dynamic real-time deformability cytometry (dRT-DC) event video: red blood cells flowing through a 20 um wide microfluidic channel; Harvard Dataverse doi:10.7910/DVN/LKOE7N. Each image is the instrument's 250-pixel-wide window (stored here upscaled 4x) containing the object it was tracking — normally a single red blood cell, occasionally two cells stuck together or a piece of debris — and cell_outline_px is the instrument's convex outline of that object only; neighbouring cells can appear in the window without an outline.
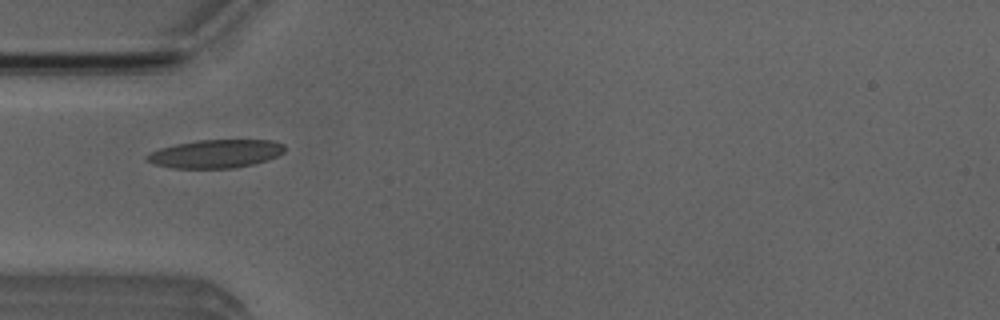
{"species": "Egyptian fruit bat (a non-hibernating species)", "species_latin": "Rousettus aegyptiacus", "temperature_condition": "room temperature", "stored_images_in_passage": 31, "camera_frame_rate_fps": 3000, "um_per_image_px": 0.085, "animal": {"sex": "male"}, "frame": {"image": 1, "passage_image": 6, "time_ms": 1.667, "image_size_px": [1000, 320], "cell_outline_px": [[284, 152], [268, 160], [252, 164], [232, 168], [172, 168], [156, 164], [144, 160], [144, 156], [160, 148], [176, 144], [196, 140], [272, 140], [284, 144]], "centroid_in_image_um": [18.32, 13.07], "position_along_channel_um": 66.7, "area_um2": 22.66}}
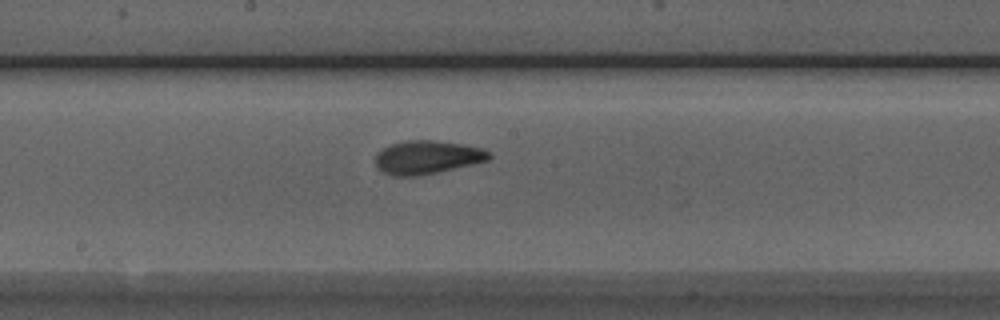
{"frame": {"image": 2, "passage_image": 17, "time_ms": 5.333, "image_size_px": [1000, 320], "cell_outline_px": [[492, 156], [488, 160], [472, 164], [436, 172], [416, 176], [392, 176], [384, 172], [376, 164], [376, 152], [392, 144], [408, 140], [432, 140], [464, 144], [480, 148], [488, 152]], "centroid_in_image_um": [36.3, 13.36], "position_along_channel_um": 211.9, "area_um2": 21.79}}
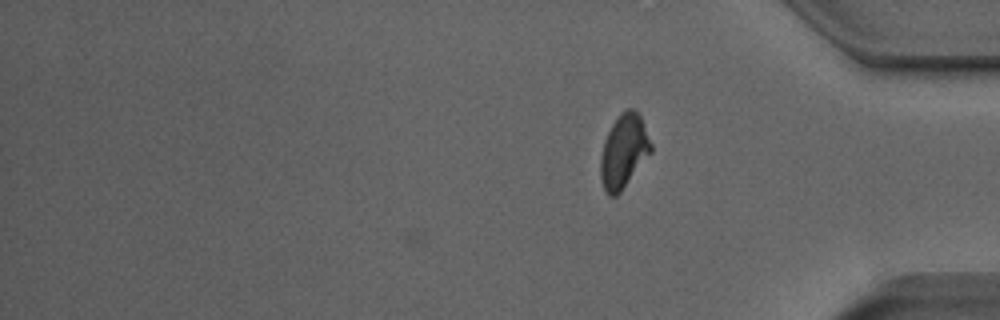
{"frame": {"image": 3, "passage_image": 31, "time_ms": 10.0, "image_size_px": [1000, 320], "cell_outline_px": [[652, 152], [620, 192], [616, 196], [608, 196], [604, 188], [600, 176], [600, 160], [604, 140], [612, 124], [620, 112], [624, 108], [632, 108], [640, 112], [652, 144]], "centroid_in_image_um": [53.04, 12.81], "position_along_channel_um": 382.2, "area_um2": 21.85}, "authors_computed_cell_mechanics": {"area_um2": 21.4438, "velocity_mm_per_s": 3.9508, "shape_relaxation_time_tau1_ms": 4.424, "shape_relaxation_time_tau2_ms": 1.8403, "deformation_change_tau1": 0.1581, "deformation_change_tau2": 0.0814}}